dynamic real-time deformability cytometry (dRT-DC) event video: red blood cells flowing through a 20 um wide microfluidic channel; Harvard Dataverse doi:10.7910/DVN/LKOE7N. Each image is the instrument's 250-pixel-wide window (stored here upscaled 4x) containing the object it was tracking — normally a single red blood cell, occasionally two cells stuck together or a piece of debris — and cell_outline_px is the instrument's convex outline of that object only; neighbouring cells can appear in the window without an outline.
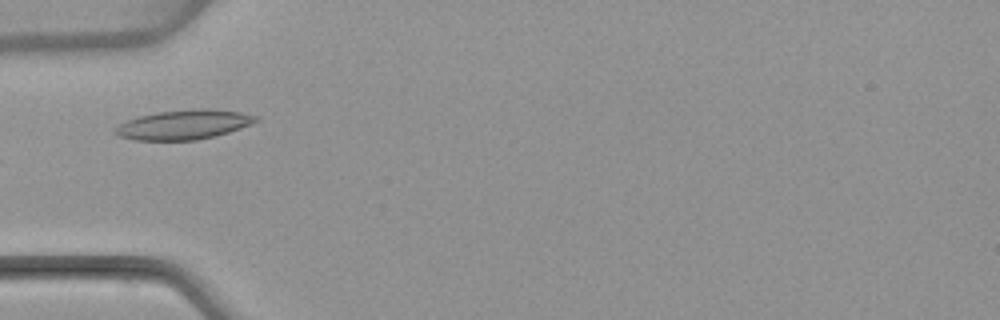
{"species": "common noctule bat (a hibernating species)", "species_latin": "Nyctalus noctula", "temperature_condition": "warm", "stored_images_in_passage": 5, "camera_frame_rate_fps": 3000, "um_per_image_px": 0.085, "animal": {"sex": "female", "body_mass_g": 22.7, "forearm_length_mm": 54.2}, "frame": {"image": 1, "passage_image": 5, "time_ms": 5.667, "image_size_px": [1000, 320], "cell_outline_px": [[260, 120], [252, 124], [216, 136], [196, 140], [136, 140], [120, 136], [112, 132], [112, 128], [128, 120], [140, 116], [156, 112], [192, 108], [208, 108], [240, 112], [260, 116]], "centroid_in_image_um": [15.65, 10.58], "position_along_channel_um": 69.4, "area_um2": 24.45}}